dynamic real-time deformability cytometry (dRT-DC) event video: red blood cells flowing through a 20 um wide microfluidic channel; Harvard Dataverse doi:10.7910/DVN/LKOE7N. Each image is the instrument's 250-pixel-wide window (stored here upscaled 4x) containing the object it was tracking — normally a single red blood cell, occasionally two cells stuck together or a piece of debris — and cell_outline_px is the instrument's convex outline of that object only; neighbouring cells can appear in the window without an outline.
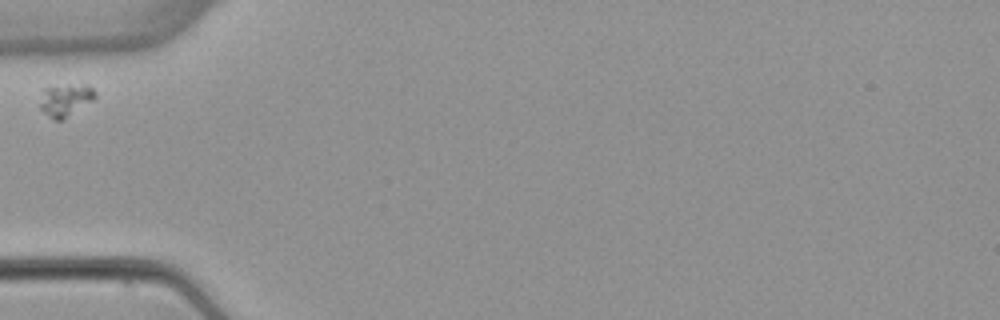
{"species": "common noctule bat (a hibernating species)", "species_latin": "Nyctalus noctula", "temperature_condition": "warm", "stored_images_in_passage": 1, "camera_frame_rate_fps": 3000, "um_per_image_px": 0.085, "animal": {"sex": "female", "body_mass_g": 22.7, "forearm_length_mm": 54.2}, "frame": {"image": 1, "passage_image": 1, "time_ms": 0.0, "image_size_px": [1000, 320], "cell_outline_px": [[96, 96], [92, 100], [64, 120], [52, 120], [40, 108], [40, 104], [44, 88], [84, 84], [92, 88], [96, 92]], "centroid_in_image_um": [5.57, 8.53], "position_along_channel_um": 79.4, "area_um2": 10.17}}